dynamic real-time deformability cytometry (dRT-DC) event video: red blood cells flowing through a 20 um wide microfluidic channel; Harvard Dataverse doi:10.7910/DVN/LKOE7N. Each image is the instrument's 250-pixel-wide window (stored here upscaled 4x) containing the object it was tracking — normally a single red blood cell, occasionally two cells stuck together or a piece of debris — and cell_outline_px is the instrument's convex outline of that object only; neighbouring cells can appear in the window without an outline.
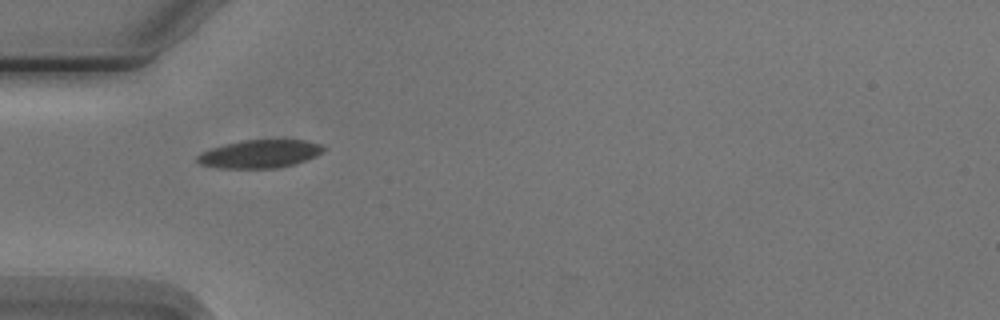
{"species": "Egyptian fruit bat (a non-hibernating species)", "species_latin": "Rousettus aegyptiacus", "temperature_condition": "cold", "stored_images_in_passage": 2, "camera_frame_rate_fps": 3000, "um_per_image_px": 0.085, "animal": {"sex": "male"}, "frame": {"image": 1, "passage_image": 1, "time_ms": 0.0, "image_size_px": [1000, 320], "cell_outline_px": [[328, 148], [324, 152], [316, 156], [292, 164], [276, 168], [220, 168], [200, 164], [196, 160], [196, 156], [200, 152], [212, 148], [244, 140], [304, 140], [320, 144]], "centroid_in_image_um": [22.09, 13.08], "position_along_channel_um": 62.9, "area_um2": 20.52}}
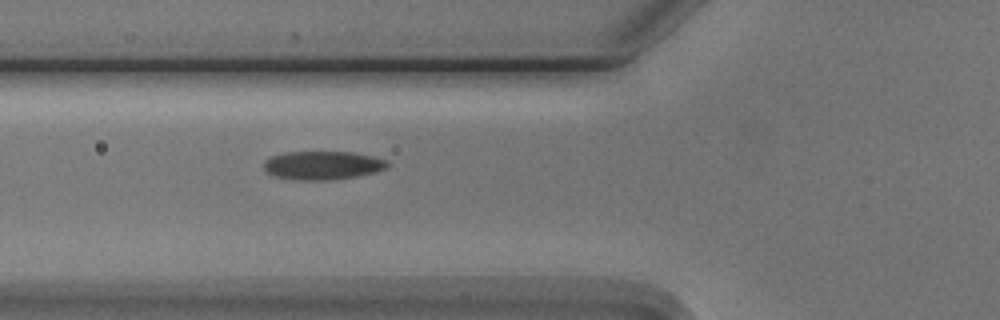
{"frame": {"image": 2, "passage_image": 2, "time_ms": 1.0, "image_size_px": [1000, 320], "cell_outline_px": [[388, 164], [384, 168], [376, 172], [356, 176], [328, 180], [300, 180], [276, 176], [268, 172], [264, 168], [264, 160], [272, 156], [284, 152], [352, 152], [372, 156], [388, 160]], "centroid_in_image_um": [27.42, 14.04], "position_along_channel_um": 98.4, "area_um2": 20.35}}